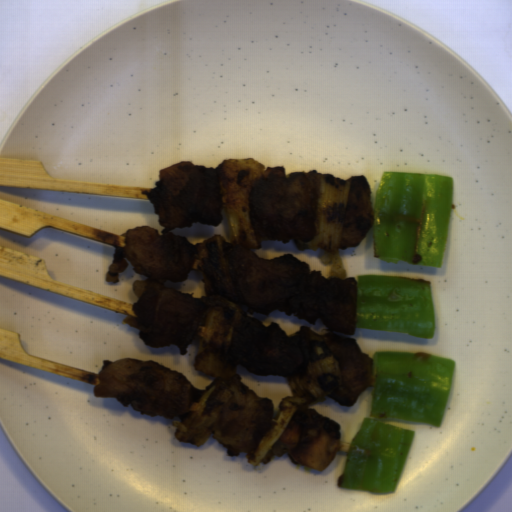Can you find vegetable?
I'll use <instances>...</instances> for the list:
<instances>
[{
  "label": "vegetable",
  "instance_id": "obj_1",
  "mask_svg": "<svg viewBox=\"0 0 512 512\" xmlns=\"http://www.w3.org/2000/svg\"><path fill=\"white\" fill-rule=\"evenodd\" d=\"M456 360L421 351L373 355L370 415L364 416L336 486L374 494L395 492L415 431L384 419L442 426Z\"/></svg>",
  "mask_w": 512,
  "mask_h": 512
},
{
  "label": "vegetable",
  "instance_id": "obj_2",
  "mask_svg": "<svg viewBox=\"0 0 512 512\" xmlns=\"http://www.w3.org/2000/svg\"><path fill=\"white\" fill-rule=\"evenodd\" d=\"M226 242L224 236L217 234L194 245L199 279L205 292L202 297L205 327L194 370L214 378L197 399L193 411L182 422L171 424L177 427L173 434L175 440L196 447L229 425L246 398L247 385L237 374L238 366L227 359L241 308L225 257Z\"/></svg>",
  "mask_w": 512,
  "mask_h": 512
},
{
  "label": "vegetable",
  "instance_id": "obj_3",
  "mask_svg": "<svg viewBox=\"0 0 512 512\" xmlns=\"http://www.w3.org/2000/svg\"><path fill=\"white\" fill-rule=\"evenodd\" d=\"M453 176L383 171L373 217V256L440 268L447 244Z\"/></svg>",
  "mask_w": 512,
  "mask_h": 512
},
{
  "label": "vegetable",
  "instance_id": "obj_4",
  "mask_svg": "<svg viewBox=\"0 0 512 512\" xmlns=\"http://www.w3.org/2000/svg\"><path fill=\"white\" fill-rule=\"evenodd\" d=\"M356 328L432 340L436 316L431 282L384 274L357 275Z\"/></svg>",
  "mask_w": 512,
  "mask_h": 512
},
{
  "label": "vegetable",
  "instance_id": "obj_5",
  "mask_svg": "<svg viewBox=\"0 0 512 512\" xmlns=\"http://www.w3.org/2000/svg\"><path fill=\"white\" fill-rule=\"evenodd\" d=\"M308 336L311 356L304 373L284 377L291 396L280 400L274 423L246 456L248 463L255 467L288 452L281 438L300 407L325 400L343 383L341 365L323 337L312 329Z\"/></svg>",
  "mask_w": 512,
  "mask_h": 512
},
{
  "label": "vegetable",
  "instance_id": "obj_6",
  "mask_svg": "<svg viewBox=\"0 0 512 512\" xmlns=\"http://www.w3.org/2000/svg\"><path fill=\"white\" fill-rule=\"evenodd\" d=\"M217 175L222 192L229 243L261 249L262 243L249 218L251 192L264 175L262 163L252 158H227L219 163Z\"/></svg>",
  "mask_w": 512,
  "mask_h": 512
},
{
  "label": "vegetable",
  "instance_id": "obj_7",
  "mask_svg": "<svg viewBox=\"0 0 512 512\" xmlns=\"http://www.w3.org/2000/svg\"><path fill=\"white\" fill-rule=\"evenodd\" d=\"M352 183L330 173H322L312 240L305 243L310 249H324L322 265L330 264L327 277L344 279L340 244L345 224Z\"/></svg>",
  "mask_w": 512,
  "mask_h": 512
}]
</instances>
